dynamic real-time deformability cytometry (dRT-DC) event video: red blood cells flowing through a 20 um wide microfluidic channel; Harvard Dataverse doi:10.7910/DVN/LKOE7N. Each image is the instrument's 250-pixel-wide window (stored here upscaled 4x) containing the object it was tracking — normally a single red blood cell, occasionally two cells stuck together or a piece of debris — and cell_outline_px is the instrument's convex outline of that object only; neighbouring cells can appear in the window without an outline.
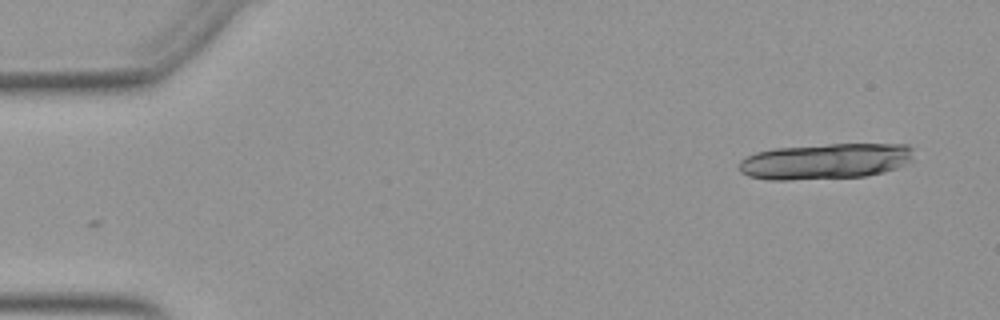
{"species": "Egyptian fruit bat (a non-hibernating species)", "species_latin": "Rousettus aegyptiacus", "temperature_condition": "warm", "stored_images_in_passage": 18, "camera_frame_rate_fps": 3000, "um_per_image_px": 0.085, "animal": {"sex": "female"}, "frame": {"image": 1, "passage_image": 1, "time_ms": 0.0, "image_size_px": [1000, 320], "cell_outline_px": [[912, 160], [896, 168], [884, 172], [864, 176], [788, 180], [768, 180], [748, 176], [740, 172], [740, 160], [756, 152], [776, 148], [828, 144], [908, 144], [912, 148]], "centroid_in_image_um": [70.15, 13.7], "position_along_channel_um": 14.9, "area_um2": 36.36}}